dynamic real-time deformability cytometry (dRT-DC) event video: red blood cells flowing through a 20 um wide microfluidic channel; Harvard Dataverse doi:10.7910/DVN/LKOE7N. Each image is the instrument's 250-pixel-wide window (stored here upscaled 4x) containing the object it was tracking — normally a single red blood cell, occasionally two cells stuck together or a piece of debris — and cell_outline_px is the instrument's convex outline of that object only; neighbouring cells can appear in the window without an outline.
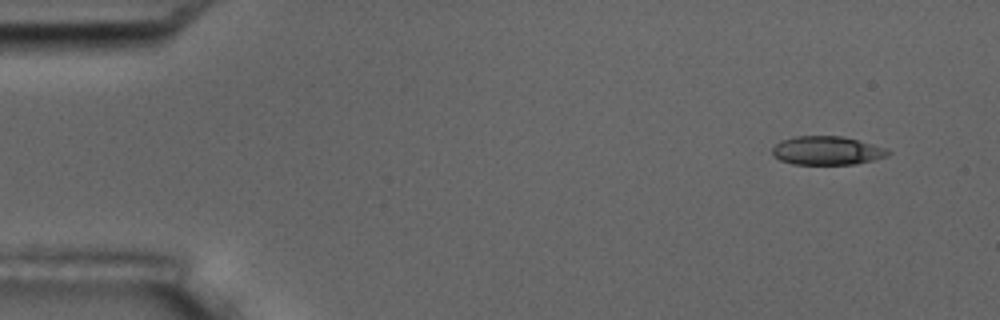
{"species": "common noctule bat (a hibernating species)", "species_latin": "Nyctalus noctula", "temperature_condition": "room temperature", "stored_images_in_passage": 5, "camera_frame_rate_fps": 3000, "um_per_image_px": 0.085, "animal": {"sex": "male", "body_mass_g": 17.5, "forearm_length_mm": 52.3}, "frame": {"image": 1, "passage_image": 1, "time_ms": 0.0, "image_size_px": [1000, 320], "cell_outline_px": [[892, 152], [888, 156], [856, 164], [792, 164], [780, 160], [772, 156], [772, 148], [780, 140], [796, 136], [844, 136], [888, 148]], "centroid_in_image_um": [70.3, 12.79], "position_along_channel_um": 14.7, "area_um2": 19.54}}
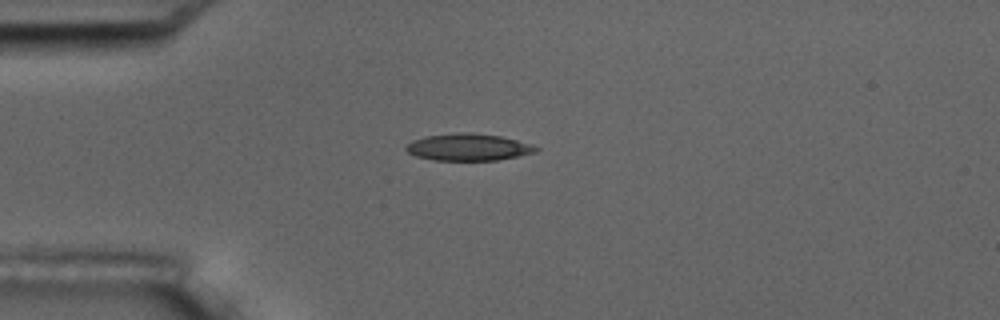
{"frame": {"image": 2, "passage_image": 4, "time_ms": 3.333, "image_size_px": [1000, 320], "cell_outline_px": [[540, 148], [536, 152], [496, 160], [436, 160], [416, 156], [408, 152], [404, 148], [412, 140], [424, 136], [460, 132], [472, 132], [500, 136], [532, 144]], "centroid_in_image_um": [39.8, 12.5], "position_along_channel_um": 45.2, "area_um2": 20.35}}
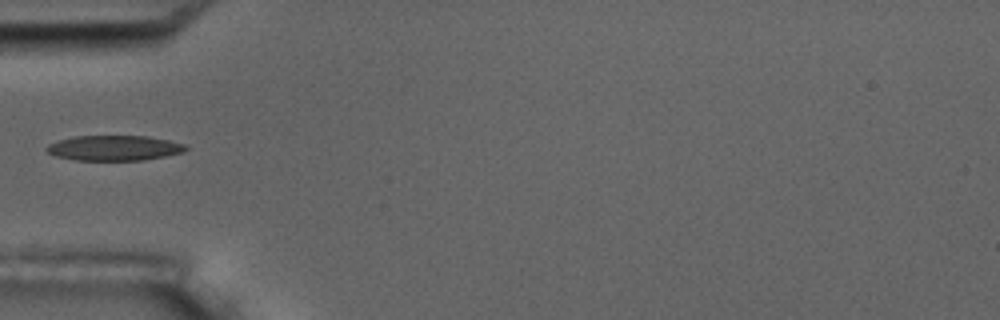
{"frame": {"image": 3, "passage_image": 5, "time_ms": 4.667, "image_size_px": [1000, 320], "cell_outline_px": [[188, 148], [184, 152], [144, 160], [76, 160], [56, 156], [48, 152], [44, 148], [48, 144], [72, 136], [148, 136], [168, 140], [184, 144]], "centroid_in_image_um": [9.7, 12.57], "position_along_channel_um": 75.3, "area_um2": 20.35}}